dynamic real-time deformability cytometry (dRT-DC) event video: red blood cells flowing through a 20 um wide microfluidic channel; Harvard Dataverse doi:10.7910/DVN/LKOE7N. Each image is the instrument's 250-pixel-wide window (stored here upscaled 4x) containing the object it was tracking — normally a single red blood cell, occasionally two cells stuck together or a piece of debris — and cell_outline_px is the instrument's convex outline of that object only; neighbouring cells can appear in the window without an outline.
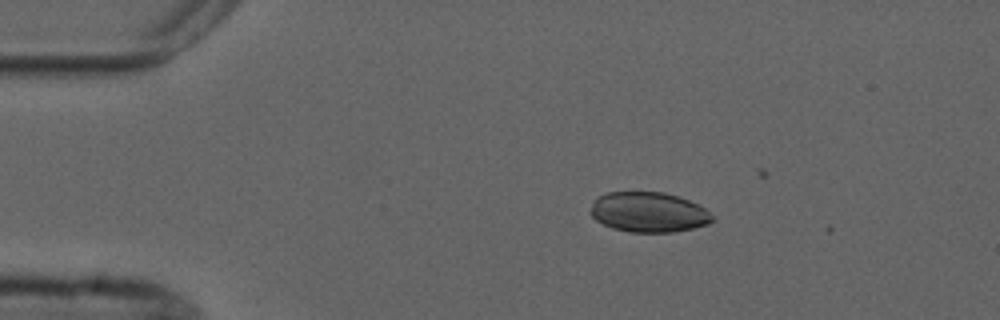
{"species": "common noctule bat (a hibernating species)", "species_latin": "Nyctalus noctula", "temperature_condition": "cold", "stored_images_in_passage": 4, "segment_of_instrument_passage": [1, 2], "camera_frame_rate_fps": 3000, "um_per_image_px": 0.085, "animal": {"sex": "male", "forearm_length_mm": 52.5}, "frame": {"image": 1, "passage_image": 1, "time_ms": 0.0, "image_size_px": [1000, 320], "cell_outline_px": [[716, 220], [708, 224], [692, 228], [672, 232], [628, 232], [612, 228], [596, 220], [588, 212], [592, 204], [600, 196], [608, 192], [664, 192], [688, 200], [704, 208]], "centroid_in_image_um": [55.11, 18.04], "position_along_channel_um": 29.9, "area_um2": 28.32}}